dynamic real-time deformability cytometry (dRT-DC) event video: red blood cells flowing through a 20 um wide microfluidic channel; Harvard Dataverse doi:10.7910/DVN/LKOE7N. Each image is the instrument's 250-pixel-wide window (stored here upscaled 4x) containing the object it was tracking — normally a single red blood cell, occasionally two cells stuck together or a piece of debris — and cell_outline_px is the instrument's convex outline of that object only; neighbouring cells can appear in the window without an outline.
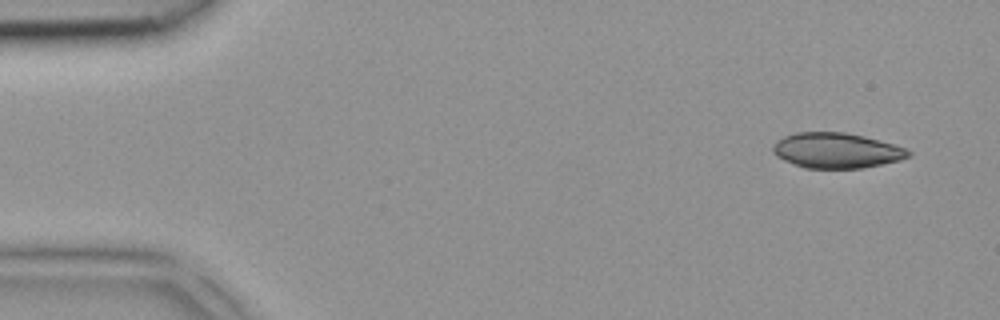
{"species": "common noctule bat (a hibernating species)", "species_latin": "Nyctalus noctula", "temperature_condition": "room temperature", "stored_images_in_passage": 4, "camera_frame_rate_fps": 3000, "um_per_image_px": 0.085, "animal": {"sex": "female", "body_mass_g": 18.4}, "frame": {"image": 1, "passage_image": 1, "time_ms": 0.0, "image_size_px": [1000, 320], "cell_outline_px": [[912, 156], [900, 160], [864, 168], [804, 168], [784, 160], [776, 156], [772, 152], [772, 148], [776, 140], [784, 136], [796, 132], [844, 132], [864, 136], [892, 144], [904, 148], [912, 152]], "centroid_in_image_um": [71.08, 12.79], "position_along_channel_um": 13.9, "area_um2": 27.92}}